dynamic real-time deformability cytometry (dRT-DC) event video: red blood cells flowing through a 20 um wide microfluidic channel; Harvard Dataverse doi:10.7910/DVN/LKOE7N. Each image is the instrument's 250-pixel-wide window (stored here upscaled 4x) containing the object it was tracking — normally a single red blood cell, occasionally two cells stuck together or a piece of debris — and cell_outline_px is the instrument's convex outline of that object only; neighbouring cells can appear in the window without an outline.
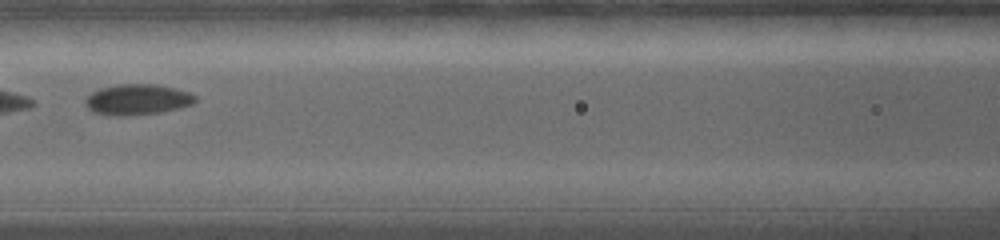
{"species": "common noctule bat (a hibernating species)", "species_latin": "Nyctalus noctula", "temperature_condition": "warm", "stored_images_in_passage": 11, "camera_frame_rate_fps": 5000, "um_per_image_px": 0.085, "animal": {"sex": "female", "body_mass_g": 19.0, "forearm_length_mm": 56.7}, "frame": {"image": 1, "passage_image": 5, "time_ms": 2.8, "image_size_px": [1000, 240], "cell_outline_px": [[196, 100], [192, 104], [180, 108], [160, 112], [128, 116], [116, 116], [92, 112], [84, 104], [84, 100], [92, 92], [100, 88], [116, 84], [156, 84], [188, 92], [196, 96]], "centroid_in_image_um": [11.64, 8.46], "position_along_channel_um": 155.0, "area_um2": 19.71}}